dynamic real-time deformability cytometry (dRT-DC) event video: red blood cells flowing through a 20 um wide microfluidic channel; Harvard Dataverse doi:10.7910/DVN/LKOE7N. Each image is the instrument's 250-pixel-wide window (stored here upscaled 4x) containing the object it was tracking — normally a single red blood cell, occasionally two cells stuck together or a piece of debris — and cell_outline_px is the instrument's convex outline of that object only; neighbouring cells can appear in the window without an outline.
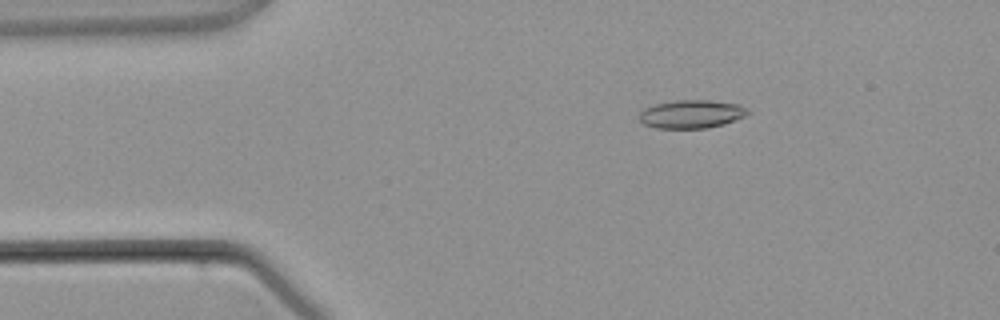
{"species": "common noctule bat (a hibernating species)", "species_latin": "Nyctalus noctula", "temperature_condition": "warm", "stored_images_in_passage": 4, "camera_frame_rate_fps": 3000, "um_per_image_px": 0.085, "animal": {"sex": "male", "body_mass_g": 21.5, "forearm_length_mm": 52.0}, "frame": {"image": 1, "passage_image": 2, "time_ms": 1.0, "image_size_px": [1000, 320], "cell_outline_px": [[748, 112], [744, 116], [736, 120], [724, 124], [708, 128], [656, 128], [644, 124], [640, 120], [640, 112], [644, 108], [656, 104], [676, 100], [708, 100], [736, 104], [744, 108]], "centroid_in_image_um": [58.74, 9.7], "position_along_channel_um": 26.3, "area_um2": 17.63}}
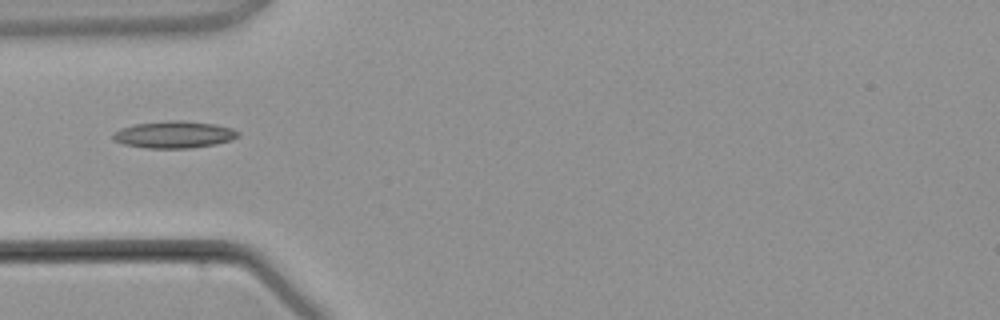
{"frame": {"image": 2, "passage_image": 3, "time_ms": 3.0, "image_size_px": [1000, 320], "cell_outline_px": [[240, 136], [232, 140], [216, 144], [192, 148], [144, 148], [124, 144], [112, 140], [112, 132], [120, 128], [136, 124], [168, 120], [180, 120], [216, 124], [232, 128], [240, 132]], "centroid_in_image_um": [14.8, 11.44], "position_along_channel_um": 70.2, "area_um2": 19.94}}
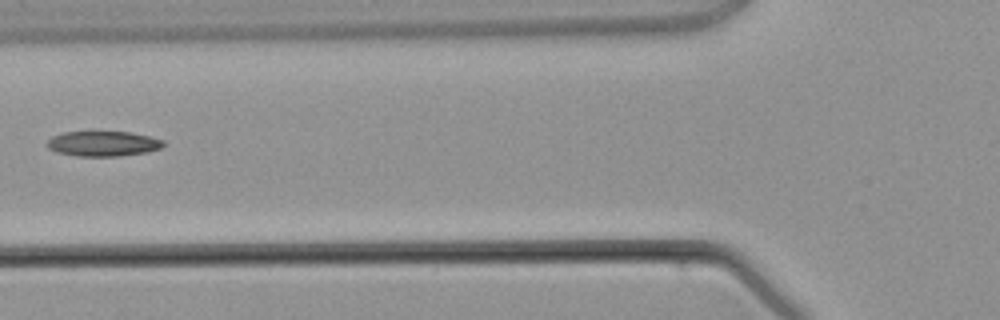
{"frame": {"image": 3, "passage_image": 4, "time_ms": 4.0, "image_size_px": [1000, 320], "cell_outline_px": [[164, 144], [160, 148], [148, 152], [120, 156], [76, 156], [56, 152], [48, 148], [44, 144], [52, 136], [64, 132], [132, 132], [164, 140]], "centroid_in_image_um": [8.73, 12.21], "position_along_channel_um": 117.1, "area_um2": 17.11}}